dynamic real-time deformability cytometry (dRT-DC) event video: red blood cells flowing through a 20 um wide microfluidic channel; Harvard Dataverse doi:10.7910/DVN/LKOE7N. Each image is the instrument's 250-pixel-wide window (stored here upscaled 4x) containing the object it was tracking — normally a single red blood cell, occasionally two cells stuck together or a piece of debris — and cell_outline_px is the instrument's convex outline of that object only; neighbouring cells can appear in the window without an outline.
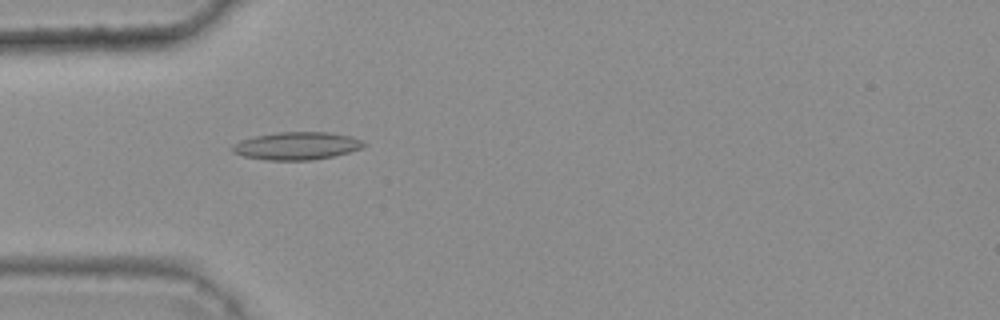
{"species": "common noctule bat (a hibernating species)", "species_latin": "Nyctalus noctula", "temperature_condition": "warm", "stored_images_in_passage": 47, "camera_frame_rate_fps": 3000, "um_per_image_px": 0.085, "animal": {"sex": "female", "body_mass_g": 25.1}, "frame": {"image": 1, "passage_image": 16, "time_ms": 5.0, "image_size_px": [1000, 320], "cell_outline_px": [[368, 144], [364, 148], [332, 156], [312, 160], [268, 160], [244, 156], [232, 152], [232, 144], [240, 140], [256, 136], [276, 132], [328, 132], [348, 136], [360, 140]], "centroid_in_image_um": [25.21, 12.4], "position_along_channel_um": 59.8, "area_um2": 21.15}}
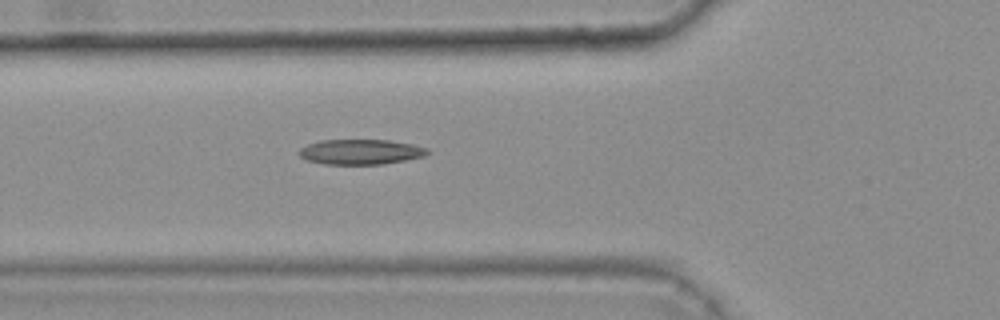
{"frame": {"image": 2, "passage_image": 19, "time_ms": 6.0, "image_size_px": [1000, 320], "cell_outline_px": [[428, 152], [424, 156], [404, 160], [380, 164], [324, 164], [308, 160], [300, 156], [296, 152], [300, 148], [308, 144], [320, 140], [388, 140], [412, 144], [428, 148]], "centroid_in_image_um": [30.61, 12.9], "position_along_channel_um": 95.2, "area_um2": 18.67}}
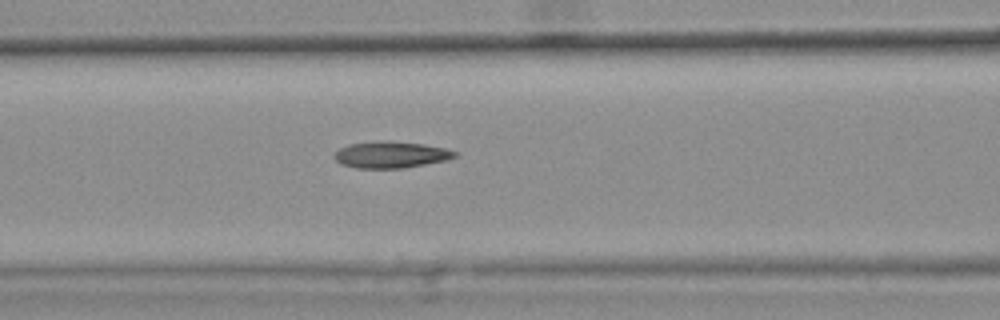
{"frame": {"image": 3, "passage_image": 22, "time_ms": 7.0, "image_size_px": [1000, 320], "cell_outline_px": [[456, 156], [444, 160], [404, 168], [356, 168], [340, 164], [332, 156], [340, 148], [348, 144], [380, 140], [388, 140], [424, 144], [448, 148], [456, 152]], "centroid_in_image_um": [33.19, 13.13], "position_along_channel_um": 133.4, "area_um2": 18.73}, "authors_computed_cell_mechanics": {"area_um2": 18.5538, "velocity_mm_per_s": 3.7754, "shape_relaxation_time_tau1_ms": null, "shape_relaxation_time_tau2_ms": 4.2613, "deformation_change_tau1": null, "deformation_change_tau2": 0.1382}}